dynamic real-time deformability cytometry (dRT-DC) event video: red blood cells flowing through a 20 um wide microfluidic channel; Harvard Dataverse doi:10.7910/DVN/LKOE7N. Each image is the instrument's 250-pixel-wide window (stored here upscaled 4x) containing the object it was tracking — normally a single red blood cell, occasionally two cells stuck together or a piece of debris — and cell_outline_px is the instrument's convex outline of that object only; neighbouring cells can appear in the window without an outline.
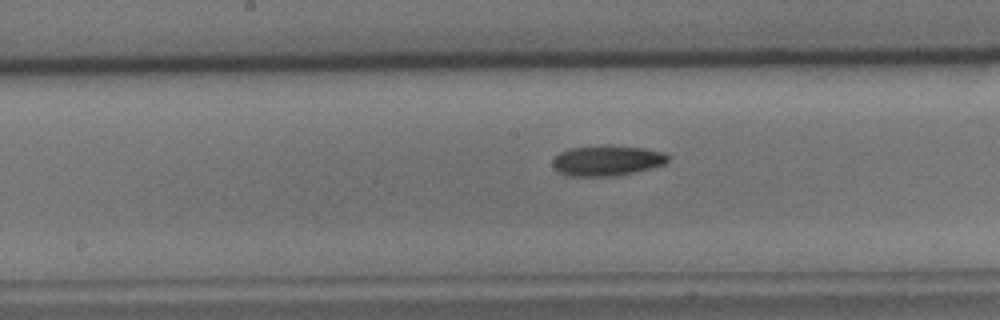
{"species": "common noctule bat (a hibernating species)", "species_latin": "Nyctalus noctula", "temperature_condition": "cold", "stored_images_in_passage": 43, "camera_frame_rate_fps": 3000, "um_per_image_px": 0.085, "animal": {"sex": "male", "body_mass_g": 15.6}, "frame": {"image": 1, "passage_image": 27, "time_ms": 8.667, "image_size_px": [1000, 320], "cell_outline_px": [[672, 156], [664, 164], [632, 172], [612, 176], [568, 176], [560, 172], [552, 164], [552, 160], [560, 152], [568, 148], [644, 148], [664, 152]], "centroid_in_image_um": [51.6, 13.68], "position_along_channel_um": 196.6, "area_um2": 19.42}}
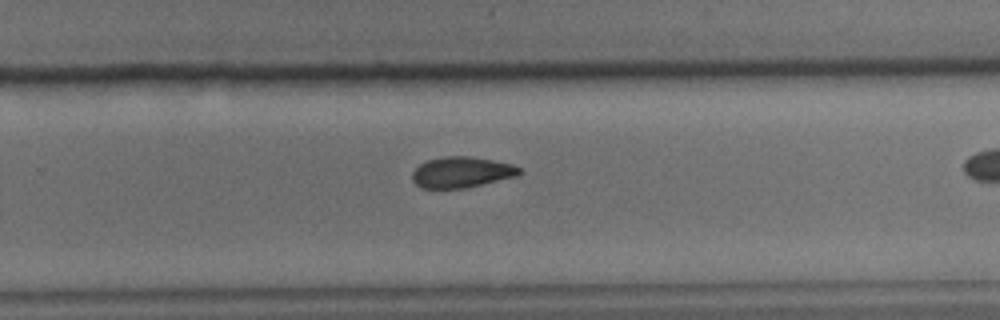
{"frame": {"image": 2, "passage_image": 35, "time_ms": 11.333, "image_size_px": [1000, 320], "cell_outline_px": [[524, 172], [516, 176], [464, 188], [424, 188], [416, 184], [412, 180], [412, 172], [420, 164], [428, 160], [444, 156], [468, 156], [492, 160], [512, 164], [520, 168]], "centroid_in_image_um": [39.24, 14.63], "position_along_channel_um": 290.6, "area_um2": 19.07}}
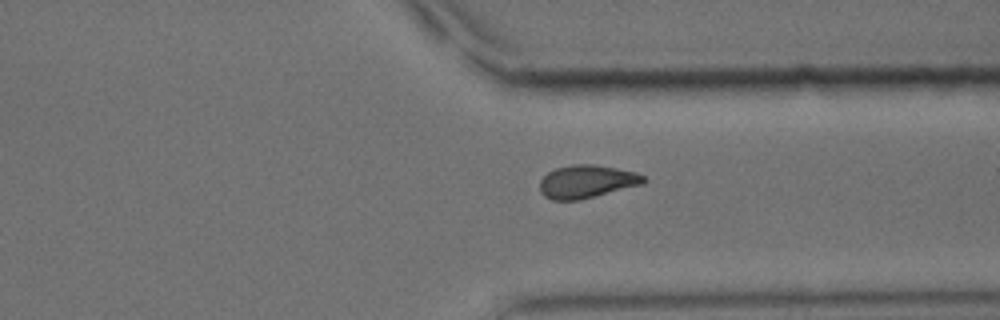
{"frame": {"image": 3, "passage_image": 41, "time_ms": 13.333, "image_size_px": [1000, 320], "cell_outline_px": [[648, 180], [644, 184], [580, 200], [552, 200], [544, 196], [540, 192], [540, 180], [548, 172], [556, 168], [572, 164], [596, 164], [636, 172], [644, 176]], "centroid_in_image_um": [49.89, 15.43], "position_along_channel_um": 361.5, "area_um2": 20.17}}